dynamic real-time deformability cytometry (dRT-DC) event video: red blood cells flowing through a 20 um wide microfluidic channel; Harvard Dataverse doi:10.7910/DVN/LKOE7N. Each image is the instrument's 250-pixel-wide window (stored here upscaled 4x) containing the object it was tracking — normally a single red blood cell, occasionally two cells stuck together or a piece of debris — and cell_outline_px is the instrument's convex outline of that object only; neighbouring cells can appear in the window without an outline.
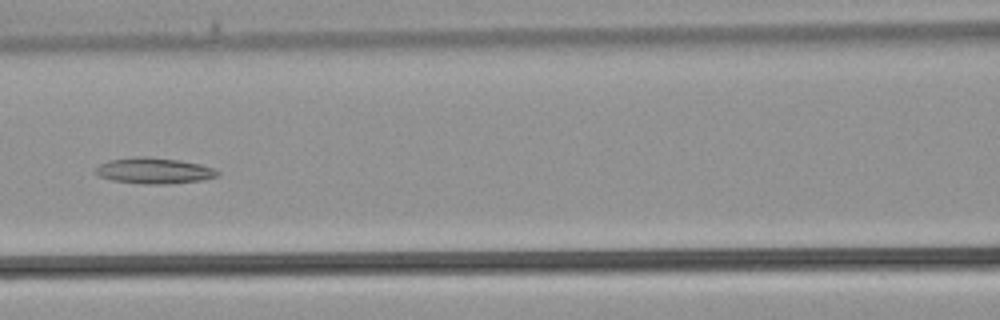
{"species": "common noctule bat (a hibernating species)", "species_latin": "Nyctalus noctula", "temperature_condition": "warm", "stored_images_in_passage": 37, "camera_frame_rate_fps": 3000, "um_per_image_px": 0.085, "animal": {"sex": "male", "body_mass_g": 21.5, "forearm_length_mm": 52.0}, "frame": {"image": 1, "passage_image": 16, "time_ms": 5.0, "image_size_px": [1000, 320], "cell_outline_px": [[220, 176], [200, 180], [168, 184], [148, 184], [112, 180], [96, 176], [92, 172], [100, 164], [108, 160], [136, 156], [148, 156], [180, 160], [200, 164], [212, 168], [220, 172]], "centroid_in_image_um": [13.05, 14.5], "position_along_channel_um": 153.5, "area_um2": 18.61}}
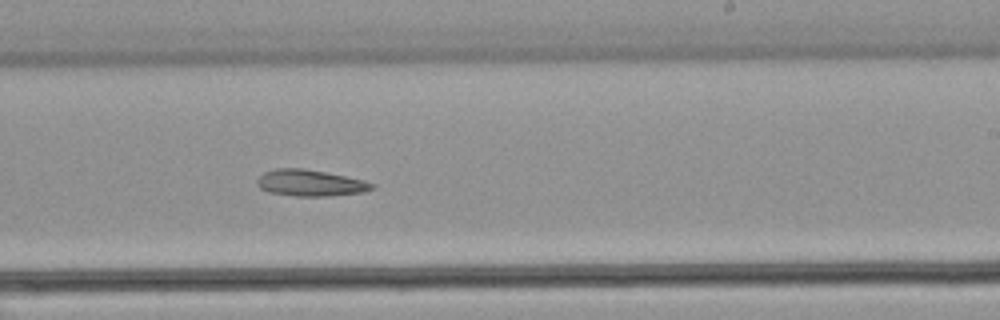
{"frame": {"image": 2, "passage_image": 22, "time_ms": 7.0, "image_size_px": [1000, 320], "cell_outline_px": [[376, 188], [364, 192], [328, 196], [296, 196], [268, 192], [260, 188], [256, 184], [256, 180], [264, 172], [276, 168], [304, 168], [364, 180], [376, 184]], "centroid_in_image_um": [26.38, 15.55], "position_along_channel_um": 262.6, "area_um2": 17.74}}
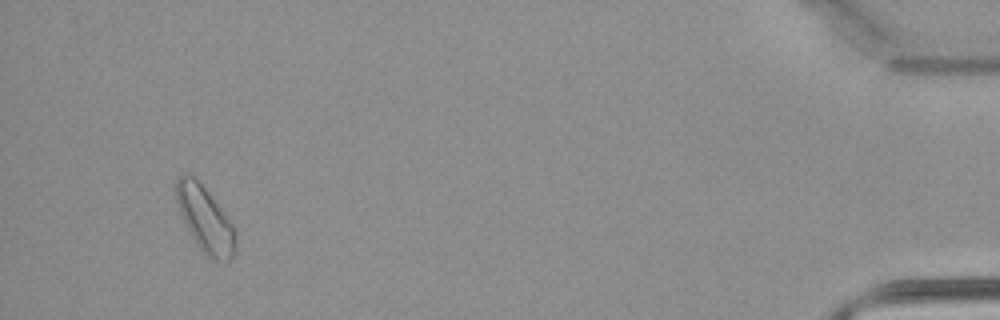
{"frame": {"image": 3, "passage_image": 35, "time_ms": 11.333, "image_size_px": [1000, 320], "cell_outline_px": [[236, 252], [228, 260], [216, 264], [208, 260], [196, 244], [176, 204], [176, 176], [188, 172], [208, 192], [224, 212], [232, 224], [236, 232]], "centroid_in_image_um": [17.45, 18.7], "position_along_channel_um": 417.7, "area_um2": 22.95}}